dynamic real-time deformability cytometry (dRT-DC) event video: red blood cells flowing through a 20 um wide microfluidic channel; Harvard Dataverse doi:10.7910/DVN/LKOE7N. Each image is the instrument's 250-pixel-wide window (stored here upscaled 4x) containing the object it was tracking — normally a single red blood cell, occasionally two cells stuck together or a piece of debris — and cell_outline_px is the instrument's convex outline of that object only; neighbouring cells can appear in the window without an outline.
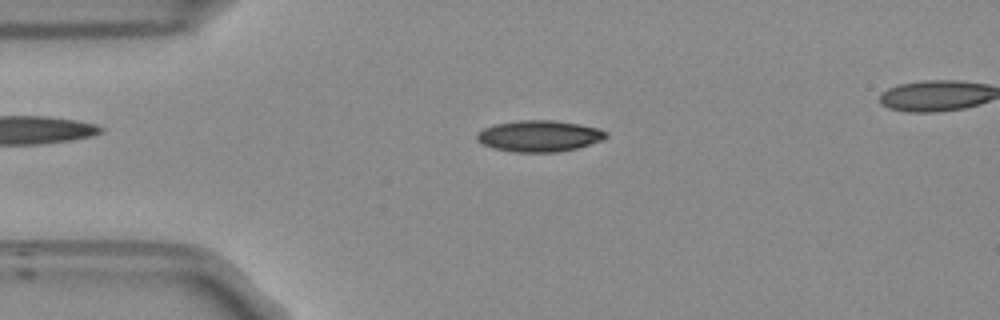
{"species": "Egyptian fruit bat (a non-hibernating species)", "species_latin": "Rousettus aegyptiacus", "temperature_condition": "room temperature", "stored_images_in_passage": 51, "camera_frame_rate_fps": 3000, "um_per_image_px": 0.085, "frame": {"image": 1, "passage_image": 11, "time_ms": 3.333, "image_size_px": [1000, 320], "cell_outline_px": [[608, 136], [604, 140], [576, 148], [556, 152], [512, 152], [492, 148], [476, 140], [476, 132], [492, 124], [516, 120], [556, 120], [580, 124], [600, 128], [608, 132]], "centroid_in_image_um": [45.83, 11.55], "position_along_channel_um": 39.2, "area_um2": 23.93}}
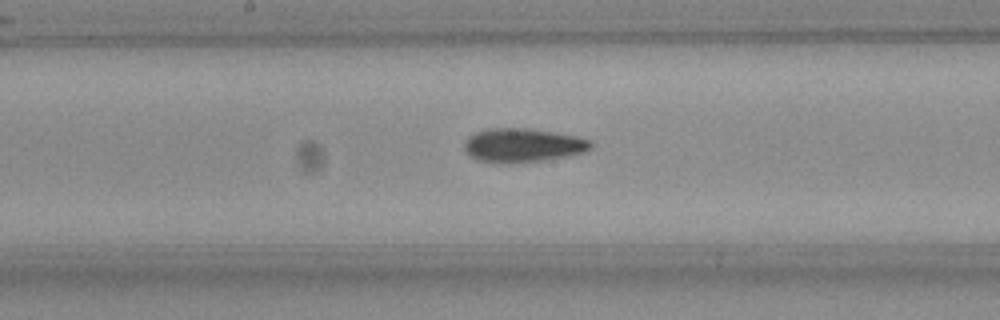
{"frame": {"image": 2, "passage_image": 26, "time_ms": 8.333, "image_size_px": [1000, 320], "cell_outline_px": [[592, 148], [584, 152], [544, 160], [480, 160], [472, 156], [464, 148], [464, 144], [468, 136], [476, 132], [488, 128], [528, 128], [576, 136], [592, 140]], "centroid_in_image_um": [44.49, 12.29], "position_along_channel_um": 203.7, "area_um2": 23.87}}
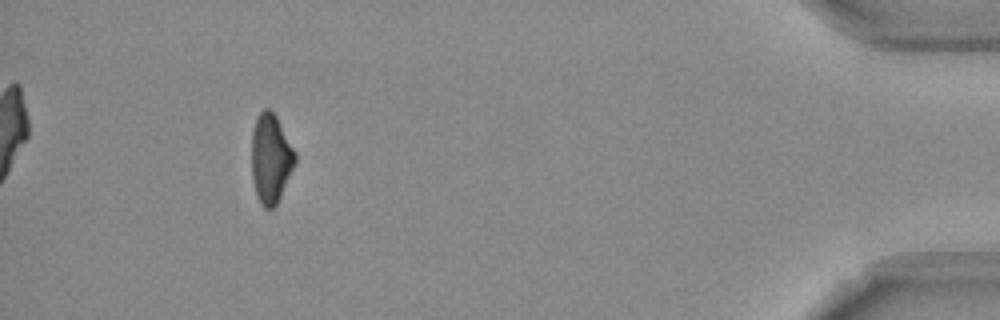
{"frame": {"image": 3, "passage_image": 48, "time_ms": 15.667, "image_size_px": [1000, 320], "cell_outline_px": [[296, 160], [280, 196], [276, 204], [272, 208], [264, 208], [260, 204], [256, 196], [252, 176], [252, 132], [256, 120], [260, 112], [264, 108], [268, 108], [276, 116], [296, 152]], "centroid_in_image_um": [23.0, 13.47], "position_along_channel_um": 412.2, "area_um2": 22.31}, "authors_computed_cell_mechanics": {"area_um2": 23.4668, "velocity_mm_per_s": 3.7709, "shape_relaxation_time_tau1_ms": 8.4772, "shape_relaxation_time_tau2_ms": 4.1282, "deformation_change_tau1": 0.1959, "deformation_change_tau2": 0.1249}}